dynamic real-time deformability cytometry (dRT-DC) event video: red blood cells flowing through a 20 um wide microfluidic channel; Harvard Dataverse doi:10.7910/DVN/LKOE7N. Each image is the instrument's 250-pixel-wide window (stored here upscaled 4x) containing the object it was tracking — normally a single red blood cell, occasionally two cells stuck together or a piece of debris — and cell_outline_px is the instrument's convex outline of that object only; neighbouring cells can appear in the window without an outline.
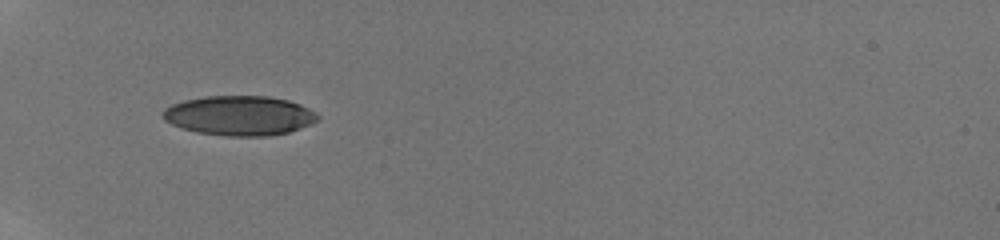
{"species": "human", "species_latin": "Homo sapiens", "temperature_condition": "room temperature", "stored_images_in_passage": 45, "camera_frame_rate_fps": 3000, "um_per_image_px": 0.085, "donor": {"sex": "male"}, "frame": {"image": 1, "passage_image": 1, "time_ms": 0.0, "image_size_px": [1000, 240], "cell_outline_px": [[320, 116], [312, 124], [288, 132], [268, 136], [224, 136], [196, 132], [180, 128], [164, 120], [160, 116], [160, 112], [164, 108], [172, 104], [184, 100], [204, 96], [268, 96], [288, 100], [300, 104], [316, 112]], "centroid_in_image_um": [20.31, 9.82], "position_along_channel_um": 64.7, "area_um2": 36.13}}
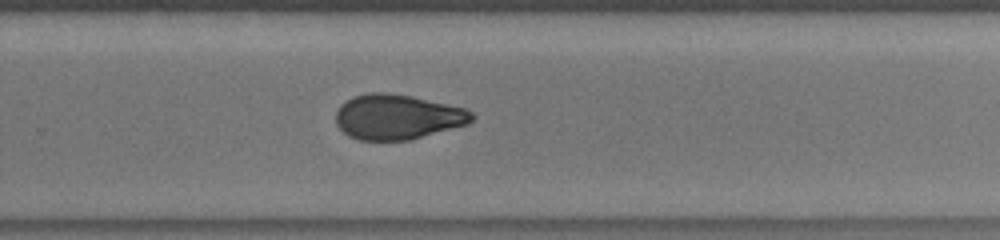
{"frame": {"image": 2, "passage_image": 29, "time_ms": 6.333, "image_size_px": [1000, 240], "cell_outline_px": [[476, 116], [468, 124], [412, 140], [360, 140], [348, 136], [336, 124], [336, 112], [340, 104], [352, 96], [368, 92], [388, 92], [412, 96], [464, 108], [472, 112]], "centroid_in_image_um": [33.77, 9.93], "position_along_channel_um": 296.0, "area_um2": 35.95}}
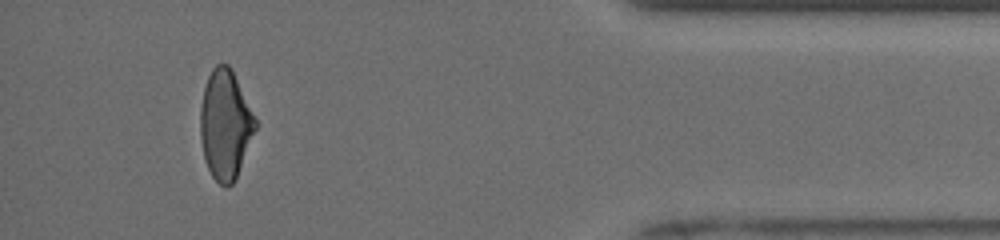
{"frame": {"image": 3, "passage_image": 42, "time_ms": 10.333, "image_size_px": [1000, 240], "cell_outline_px": [[256, 128], [236, 176], [232, 184], [228, 188], [220, 184], [212, 176], [208, 168], [204, 156], [200, 136], [200, 108], [204, 88], [208, 76], [212, 68], [216, 64], [228, 64], [232, 68], [256, 116]], "centroid_in_image_um": [19.15, 10.54], "position_along_channel_um": 416.1, "area_um2": 34.97}, "authors_computed_cell_mechanics": {"area_um2": 36.414, "velocity_mm_per_s": 3.9089, "shape_relaxation_time_tau1_ms": 5.889, "shape_relaxation_time_tau2_ms": 2.0759, "deformation_change_tau1": 0.184, "deformation_change_tau2": 0.0746}}